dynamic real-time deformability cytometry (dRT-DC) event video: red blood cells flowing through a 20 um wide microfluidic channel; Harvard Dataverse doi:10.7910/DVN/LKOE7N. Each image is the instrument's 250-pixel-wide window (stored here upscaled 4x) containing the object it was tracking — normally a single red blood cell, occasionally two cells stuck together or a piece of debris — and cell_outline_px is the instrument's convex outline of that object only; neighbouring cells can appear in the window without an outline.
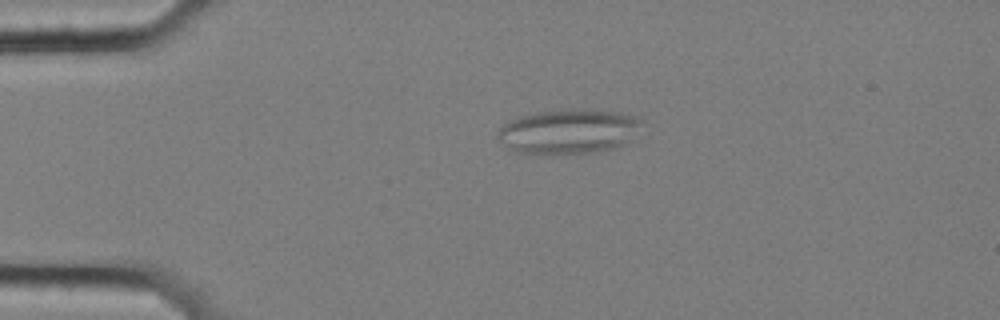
{"species": "common noctule bat (a hibernating species)", "species_latin": "Nyctalus noctula", "temperature_condition": "cold", "stored_images_in_passage": 57, "segment_of_instrument_passage": [1, 2], "camera_frame_rate_fps": 3000, "um_per_image_px": 0.085, "animal": {"sex": "female", "body_mass_g": 25.1}, "frame": {"image": 1, "passage_image": 13, "time_ms": 4.0, "image_size_px": [1000, 320], "cell_outline_px": [[644, 120], [620, 144], [608, 148], [584, 152], [548, 156], [512, 152], [496, 136], [496, 132], [508, 120], [516, 116], [536, 112], [576, 108], [588, 108], [620, 112], [640, 116]], "centroid_in_image_um": [48.19, 11.15], "position_along_channel_um": 36.8, "area_um2": 37.63}}